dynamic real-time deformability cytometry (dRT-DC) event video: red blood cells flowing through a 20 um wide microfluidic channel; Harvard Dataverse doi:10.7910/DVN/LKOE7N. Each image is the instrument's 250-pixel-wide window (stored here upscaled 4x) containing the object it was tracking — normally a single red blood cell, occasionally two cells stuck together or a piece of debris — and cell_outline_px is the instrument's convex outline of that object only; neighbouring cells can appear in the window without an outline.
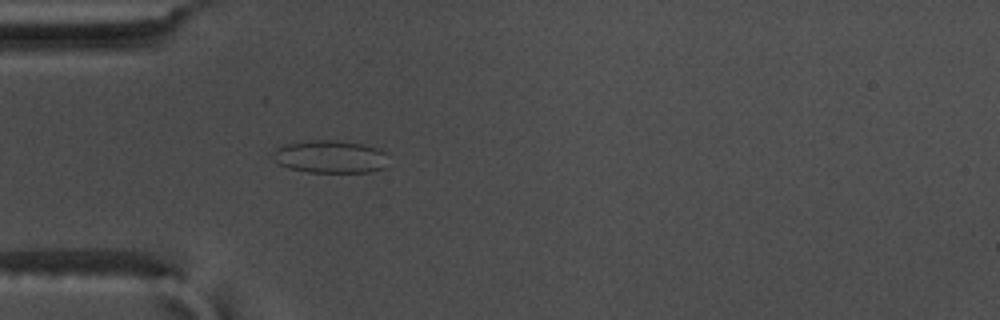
{"species": "common noctule bat (a hibernating species)", "species_latin": "Nyctalus noctula", "temperature_condition": "warm", "stored_images_in_passage": 56, "camera_frame_rate_fps": 3000, "um_per_image_px": 0.085, "animal": {"sex": "male", "body_mass_g": 17.5, "forearm_length_mm": 52.3}, "frame": {"image": 1, "passage_image": 17, "time_ms": 5.333, "image_size_px": [1000, 320], "cell_outline_px": [[384, 168], [372, 172], [308, 172], [292, 168], [280, 164], [268, 156], [276, 148], [284, 144], [308, 140], [336, 140], [364, 144], [376, 148], [384, 152]], "centroid_in_image_um": [27.99, 13.31], "position_along_channel_um": 57.0, "area_um2": 21.96}}
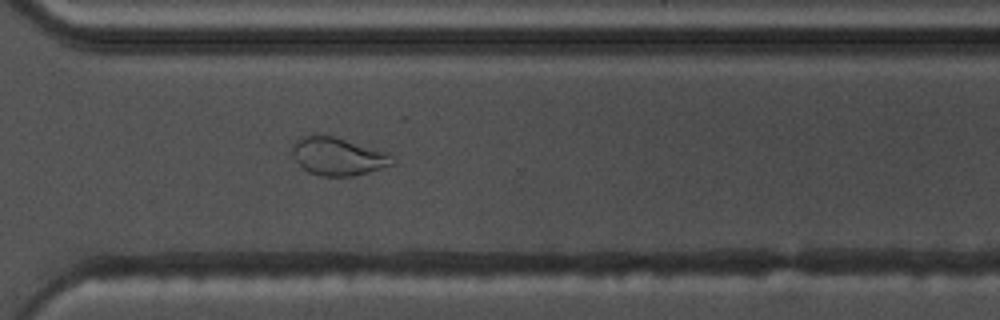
{"frame": {"image": 2, "passage_image": 41, "time_ms": 13.333, "image_size_px": [1000, 320], "cell_outline_px": [[396, 164], [368, 172], [352, 176], [320, 176], [308, 172], [292, 156], [292, 148], [296, 140], [300, 136], [316, 132], [332, 136], [388, 152], [392, 156]], "centroid_in_image_um": [28.71, 13.27], "position_along_channel_um": 341.9, "area_um2": 22.37}}
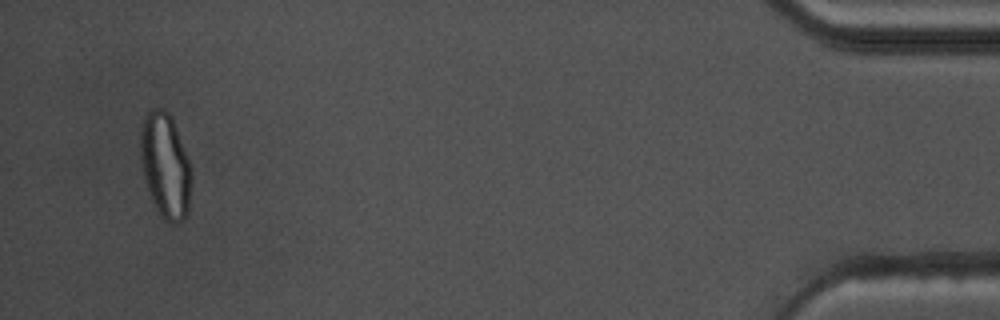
{"frame": {"image": 3, "passage_image": 54, "time_ms": 17.667, "image_size_px": [1000, 320], "cell_outline_px": [[188, 212], [176, 224], [172, 224], [164, 220], [160, 216], [152, 200], [144, 180], [140, 160], [140, 132], [144, 116], [152, 108], [164, 108], [172, 116], [188, 160]], "centroid_in_image_um": [13.98, 14.03], "position_along_channel_um": 421.2, "area_um2": 30.58}, "authors_computed_cell_mechanics": {"area_um2": 24.7673, "velocity_mm_per_s": 3.6353, "shape_relaxation_time_tau1_ms": null, "shape_relaxation_time_tau2_ms": 1.4433, "deformation_change_tau1": null, "deformation_change_tau2": 0.0712}}